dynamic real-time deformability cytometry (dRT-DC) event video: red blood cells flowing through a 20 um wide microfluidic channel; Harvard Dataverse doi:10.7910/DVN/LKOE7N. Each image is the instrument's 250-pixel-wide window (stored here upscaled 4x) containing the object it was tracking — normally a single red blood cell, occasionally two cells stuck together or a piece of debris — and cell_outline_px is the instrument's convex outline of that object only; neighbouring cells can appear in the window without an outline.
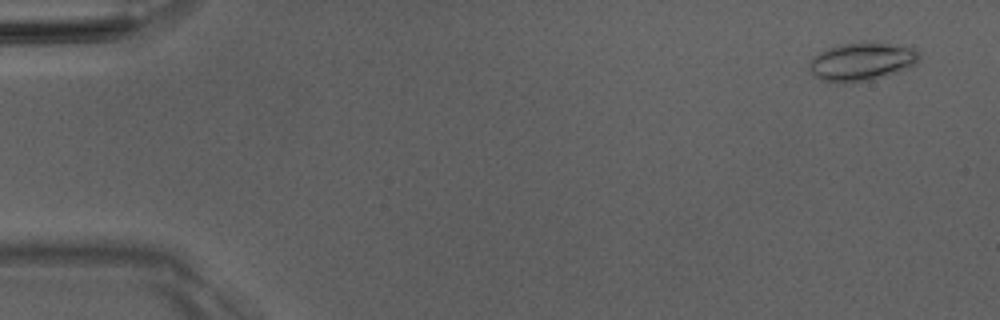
{"species": "Egyptian fruit bat (a non-hibernating species)", "species_latin": "Rousettus aegyptiacus", "temperature_condition": "room temperature", "stored_images_in_passage": 8, "camera_frame_rate_fps": 3000, "um_per_image_px": 0.085, "animal": {"sex": "male"}, "frame": {"image": 1, "passage_image": 3, "time_ms": 0.667, "image_size_px": [1000, 320], "cell_outline_px": [[920, 56], [916, 64], [896, 72], [852, 84], [844, 84], [820, 80], [808, 68], [808, 64], [812, 56], [828, 48], [844, 44], [864, 40], [868, 40], [916, 48]], "centroid_in_image_um": [73.22, 5.22], "position_along_channel_um": 11.8, "area_um2": 24.8}}